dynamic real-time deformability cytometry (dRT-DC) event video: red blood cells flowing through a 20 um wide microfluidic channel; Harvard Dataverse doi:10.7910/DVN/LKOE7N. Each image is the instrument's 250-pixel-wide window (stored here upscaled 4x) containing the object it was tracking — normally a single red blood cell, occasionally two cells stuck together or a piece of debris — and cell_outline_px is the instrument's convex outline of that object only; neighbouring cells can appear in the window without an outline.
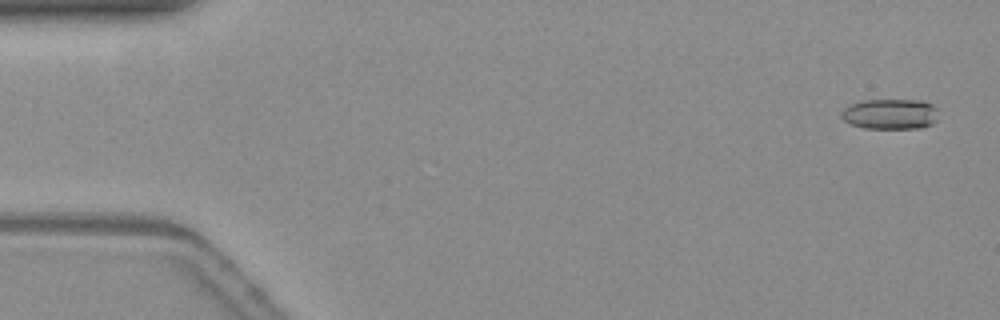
{"species": "common noctule bat (a hibernating species)", "species_latin": "Nyctalus noctula", "temperature_condition": "warm", "stored_images_in_passage": 35, "camera_frame_rate_fps": 3000, "um_per_image_px": 0.085, "animal": {"sex": "female", "body_mass_g": 19.3, "forearm_length_mm": 54.1}, "frame": {"image": 1, "passage_image": 3, "time_ms": 0.667, "image_size_px": [1000, 320], "cell_outline_px": [[936, 120], [932, 124], [920, 128], [864, 128], [852, 124], [844, 120], [840, 116], [840, 112], [844, 108], [852, 104], [864, 100], [920, 100], [932, 104], [936, 108]], "centroid_in_image_um": [75.66, 9.69], "position_along_channel_um": 9.3, "area_um2": 17.11}}